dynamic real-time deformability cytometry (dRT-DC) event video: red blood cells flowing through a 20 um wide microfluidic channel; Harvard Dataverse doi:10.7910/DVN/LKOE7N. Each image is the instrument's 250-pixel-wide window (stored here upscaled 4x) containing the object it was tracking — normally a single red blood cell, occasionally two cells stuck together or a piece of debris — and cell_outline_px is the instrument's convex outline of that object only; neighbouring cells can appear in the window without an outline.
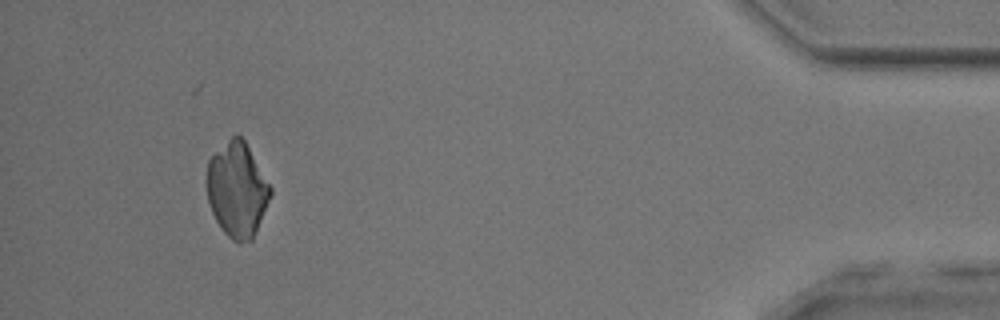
{"species": "common noctule bat (a hibernating species)", "species_latin": "Nyctalus noctula", "temperature_condition": "room temperature", "stored_images_in_passage": 51, "camera_frame_rate_fps": 3000, "um_per_image_px": 0.085, "animal": {"sex": "male", "body_mass_g": 17.9, "forearm_length_mm": 54.2}, "frame": {"image": 1, "passage_image": 48, "time_ms": 15.667, "image_size_px": [1000, 320], "cell_outline_px": [[272, 192], [252, 240], [240, 244], [232, 240], [224, 232], [216, 220], [212, 212], [208, 200], [204, 180], [208, 160], [236, 132], [244, 140], [272, 188]], "centroid_in_image_um": [20.12, 16.13], "position_along_channel_um": 415.1, "area_um2": 35.08}}